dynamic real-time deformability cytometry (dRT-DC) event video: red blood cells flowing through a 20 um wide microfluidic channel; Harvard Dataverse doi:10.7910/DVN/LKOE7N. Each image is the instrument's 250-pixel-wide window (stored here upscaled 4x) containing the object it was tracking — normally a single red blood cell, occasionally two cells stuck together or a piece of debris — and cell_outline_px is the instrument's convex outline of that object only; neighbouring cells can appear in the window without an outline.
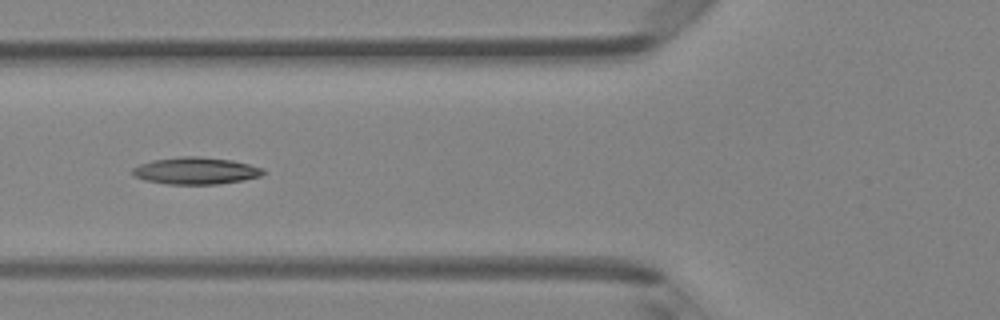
{"species": "Egyptian fruit bat (a non-hibernating species)", "species_latin": "Rousettus aegyptiacus", "temperature_condition": "room temperature", "stored_images_in_passage": 6, "camera_frame_rate_fps": 3000, "um_per_image_px": 0.085, "animal": {"sex": "female"}, "frame": {"image": 1, "passage_image": 5, "time_ms": 1.333, "image_size_px": [1000, 320], "cell_outline_px": [[264, 172], [260, 176], [244, 180], [220, 184], [164, 184], [144, 180], [132, 176], [132, 168], [140, 164], [152, 160], [180, 156], [200, 156], [232, 160], [264, 168]], "centroid_in_image_um": [16.61, 14.51], "position_along_channel_um": 109.2, "area_um2": 20.75}}
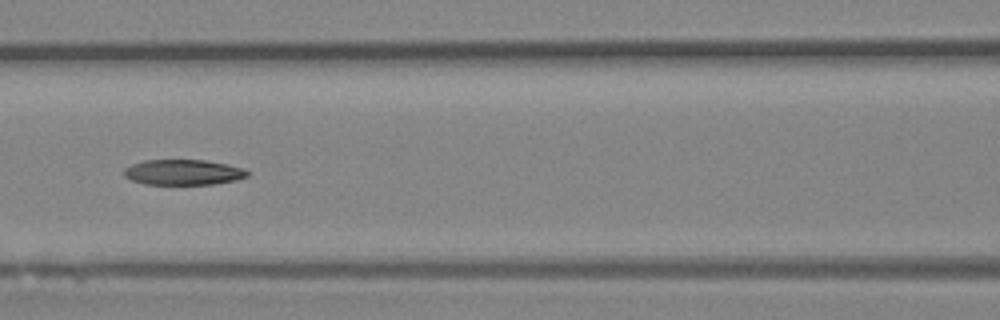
{"frame": {"image": 2, "passage_image": 6, "time_ms": 1.667, "image_size_px": [1000, 320], "cell_outline_px": [[248, 176], [236, 180], [212, 184], [144, 184], [132, 180], [124, 176], [124, 168], [132, 164], [144, 160], [204, 160], [228, 164], [244, 168], [248, 172]], "centroid_in_image_um": [15.57, 14.64], "position_along_channel_um": 151.0, "area_um2": 18.26}}